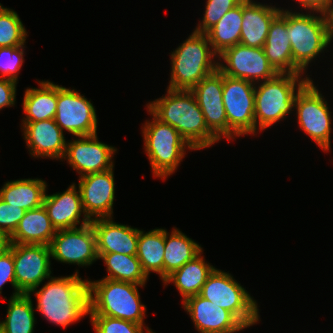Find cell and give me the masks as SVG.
Segmentation results:
<instances>
[{"instance_id": "6da1fadb", "label": "cell", "mask_w": 333, "mask_h": 333, "mask_svg": "<svg viewBox=\"0 0 333 333\" xmlns=\"http://www.w3.org/2000/svg\"><path fill=\"white\" fill-rule=\"evenodd\" d=\"M160 121L174 127L193 149L207 148L219 141L208 129L204 115L191 90L167 89V94L147 104Z\"/></svg>"}, {"instance_id": "7a4b0ae2", "label": "cell", "mask_w": 333, "mask_h": 333, "mask_svg": "<svg viewBox=\"0 0 333 333\" xmlns=\"http://www.w3.org/2000/svg\"><path fill=\"white\" fill-rule=\"evenodd\" d=\"M88 280H82L78 271L66 277H51L44 286L32 289L37 310L51 323L66 328L89 314ZM37 291V292H36Z\"/></svg>"}, {"instance_id": "3957f363", "label": "cell", "mask_w": 333, "mask_h": 333, "mask_svg": "<svg viewBox=\"0 0 333 333\" xmlns=\"http://www.w3.org/2000/svg\"><path fill=\"white\" fill-rule=\"evenodd\" d=\"M87 283L90 316H108L144 325L146 306L140 301L137 286L145 285L112 279Z\"/></svg>"}, {"instance_id": "277c9868", "label": "cell", "mask_w": 333, "mask_h": 333, "mask_svg": "<svg viewBox=\"0 0 333 333\" xmlns=\"http://www.w3.org/2000/svg\"><path fill=\"white\" fill-rule=\"evenodd\" d=\"M210 47L206 33L193 31L171 54V80L168 88L191 90L203 78L215 72L218 62L212 59L218 55Z\"/></svg>"}, {"instance_id": "5b68a950", "label": "cell", "mask_w": 333, "mask_h": 333, "mask_svg": "<svg viewBox=\"0 0 333 333\" xmlns=\"http://www.w3.org/2000/svg\"><path fill=\"white\" fill-rule=\"evenodd\" d=\"M301 74H277L255 86V133L285 118L294 109L298 91L310 80ZM301 78V80H300ZM298 83V84H297ZM296 90V91H295Z\"/></svg>"}, {"instance_id": "8992f818", "label": "cell", "mask_w": 333, "mask_h": 333, "mask_svg": "<svg viewBox=\"0 0 333 333\" xmlns=\"http://www.w3.org/2000/svg\"><path fill=\"white\" fill-rule=\"evenodd\" d=\"M300 14L287 10V34L293 56V74H303L307 65L330 44L324 13Z\"/></svg>"}, {"instance_id": "52a82bcc", "label": "cell", "mask_w": 333, "mask_h": 333, "mask_svg": "<svg viewBox=\"0 0 333 333\" xmlns=\"http://www.w3.org/2000/svg\"><path fill=\"white\" fill-rule=\"evenodd\" d=\"M153 116L152 122L145 123L143 137L145 152L155 177L165 179L174 173L185 155V148L193 150L172 126Z\"/></svg>"}, {"instance_id": "ba28073f", "label": "cell", "mask_w": 333, "mask_h": 333, "mask_svg": "<svg viewBox=\"0 0 333 333\" xmlns=\"http://www.w3.org/2000/svg\"><path fill=\"white\" fill-rule=\"evenodd\" d=\"M223 103L227 117V140L255 134V83L223 74Z\"/></svg>"}, {"instance_id": "9c48e42d", "label": "cell", "mask_w": 333, "mask_h": 333, "mask_svg": "<svg viewBox=\"0 0 333 333\" xmlns=\"http://www.w3.org/2000/svg\"><path fill=\"white\" fill-rule=\"evenodd\" d=\"M310 80L298 91L294 107L300 129L324 151L330 149L331 115L327 101Z\"/></svg>"}, {"instance_id": "30bf717a", "label": "cell", "mask_w": 333, "mask_h": 333, "mask_svg": "<svg viewBox=\"0 0 333 333\" xmlns=\"http://www.w3.org/2000/svg\"><path fill=\"white\" fill-rule=\"evenodd\" d=\"M56 124L76 137L97 134V115L93 104L74 89L57 85Z\"/></svg>"}, {"instance_id": "8fae6325", "label": "cell", "mask_w": 333, "mask_h": 333, "mask_svg": "<svg viewBox=\"0 0 333 333\" xmlns=\"http://www.w3.org/2000/svg\"><path fill=\"white\" fill-rule=\"evenodd\" d=\"M218 58L226 63L224 65L218 62V70L232 78L256 83L260 80H270L278 74L269 64L263 48L249 47L239 43L225 49Z\"/></svg>"}, {"instance_id": "7c38bea8", "label": "cell", "mask_w": 333, "mask_h": 333, "mask_svg": "<svg viewBox=\"0 0 333 333\" xmlns=\"http://www.w3.org/2000/svg\"><path fill=\"white\" fill-rule=\"evenodd\" d=\"M16 290L28 294L51 276V249L42 244H13Z\"/></svg>"}, {"instance_id": "4fadbf2b", "label": "cell", "mask_w": 333, "mask_h": 333, "mask_svg": "<svg viewBox=\"0 0 333 333\" xmlns=\"http://www.w3.org/2000/svg\"><path fill=\"white\" fill-rule=\"evenodd\" d=\"M49 246L51 257L63 263L89 266L99 259L91 222L82 227L56 231Z\"/></svg>"}, {"instance_id": "5bb4252c", "label": "cell", "mask_w": 333, "mask_h": 333, "mask_svg": "<svg viewBox=\"0 0 333 333\" xmlns=\"http://www.w3.org/2000/svg\"><path fill=\"white\" fill-rule=\"evenodd\" d=\"M79 139L67 142L64 159L82 177L113 168L112 157L117 151L112 146L99 142L97 134L79 136Z\"/></svg>"}, {"instance_id": "9a60e30c", "label": "cell", "mask_w": 333, "mask_h": 333, "mask_svg": "<svg viewBox=\"0 0 333 333\" xmlns=\"http://www.w3.org/2000/svg\"><path fill=\"white\" fill-rule=\"evenodd\" d=\"M208 129L220 140L227 138V117L223 103V74L217 69L191 89Z\"/></svg>"}, {"instance_id": "2e32d148", "label": "cell", "mask_w": 333, "mask_h": 333, "mask_svg": "<svg viewBox=\"0 0 333 333\" xmlns=\"http://www.w3.org/2000/svg\"><path fill=\"white\" fill-rule=\"evenodd\" d=\"M113 168L79 178L78 188L86 216L92 221L113 215L115 194ZM95 217V218H92Z\"/></svg>"}, {"instance_id": "e0dca14e", "label": "cell", "mask_w": 333, "mask_h": 333, "mask_svg": "<svg viewBox=\"0 0 333 333\" xmlns=\"http://www.w3.org/2000/svg\"><path fill=\"white\" fill-rule=\"evenodd\" d=\"M22 124L24 138L33 157L63 159L67 142L55 119Z\"/></svg>"}, {"instance_id": "ac0fdd59", "label": "cell", "mask_w": 333, "mask_h": 333, "mask_svg": "<svg viewBox=\"0 0 333 333\" xmlns=\"http://www.w3.org/2000/svg\"><path fill=\"white\" fill-rule=\"evenodd\" d=\"M91 224L98 254L137 255L139 229L113 222L112 217L93 219Z\"/></svg>"}, {"instance_id": "d6986e66", "label": "cell", "mask_w": 333, "mask_h": 333, "mask_svg": "<svg viewBox=\"0 0 333 333\" xmlns=\"http://www.w3.org/2000/svg\"><path fill=\"white\" fill-rule=\"evenodd\" d=\"M76 189V184H72L63 193L52 195L45 193L43 206L47 210L48 216L56 231L77 228V224H80L79 218L82 213L84 214V218L82 219L83 221L80 227L91 222L85 214L80 190L79 188L78 191Z\"/></svg>"}, {"instance_id": "ffe728a7", "label": "cell", "mask_w": 333, "mask_h": 333, "mask_svg": "<svg viewBox=\"0 0 333 333\" xmlns=\"http://www.w3.org/2000/svg\"><path fill=\"white\" fill-rule=\"evenodd\" d=\"M281 9L265 4L243 0V20L240 44L249 47L263 48L272 21L280 14Z\"/></svg>"}, {"instance_id": "44dd1931", "label": "cell", "mask_w": 333, "mask_h": 333, "mask_svg": "<svg viewBox=\"0 0 333 333\" xmlns=\"http://www.w3.org/2000/svg\"><path fill=\"white\" fill-rule=\"evenodd\" d=\"M269 64L279 74H293V56L287 34V10L272 21L263 46Z\"/></svg>"}, {"instance_id": "7402d4cb", "label": "cell", "mask_w": 333, "mask_h": 333, "mask_svg": "<svg viewBox=\"0 0 333 333\" xmlns=\"http://www.w3.org/2000/svg\"><path fill=\"white\" fill-rule=\"evenodd\" d=\"M200 295L231 312L250 294L229 273L215 268L204 283Z\"/></svg>"}, {"instance_id": "603a6c76", "label": "cell", "mask_w": 333, "mask_h": 333, "mask_svg": "<svg viewBox=\"0 0 333 333\" xmlns=\"http://www.w3.org/2000/svg\"><path fill=\"white\" fill-rule=\"evenodd\" d=\"M200 333H229V315L226 309L203 298L200 294L182 302Z\"/></svg>"}, {"instance_id": "cb8c5ba5", "label": "cell", "mask_w": 333, "mask_h": 333, "mask_svg": "<svg viewBox=\"0 0 333 333\" xmlns=\"http://www.w3.org/2000/svg\"><path fill=\"white\" fill-rule=\"evenodd\" d=\"M55 234L56 229L51 223L47 210L42 205L25 211L10 239L13 244H42L49 246Z\"/></svg>"}, {"instance_id": "d4e9b609", "label": "cell", "mask_w": 333, "mask_h": 333, "mask_svg": "<svg viewBox=\"0 0 333 333\" xmlns=\"http://www.w3.org/2000/svg\"><path fill=\"white\" fill-rule=\"evenodd\" d=\"M202 251L192 260L186 262L181 268L167 276L163 283L166 285L173 282L181 293L184 302L188 297L200 294L208 276L215 267L205 262Z\"/></svg>"}, {"instance_id": "484cf974", "label": "cell", "mask_w": 333, "mask_h": 333, "mask_svg": "<svg viewBox=\"0 0 333 333\" xmlns=\"http://www.w3.org/2000/svg\"><path fill=\"white\" fill-rule=\"evenodd\" d=\"M40 88H27L24 94L23 111L26 118L22 122H36L55 119L57 109V85L49 81H39Z\"/></svg>"}, {"instance_id": "4316f807", "label": "cell", "mask_w": 333, "mask_h": 333, "mask_svg": "<svg viewBox=\"0 0 333 333\" xmlns=\"http://www.w3.org/2000/svg\"><path fill=\"white\" fill-rule=\"evenodd\" d=\"M46 188V182L41 179L13 180L0 189V199L27 211L43 205Z\"/></svg>"}, {"instance_id": "83f0119b", "label": "cell", "mask_w": 333, "mask_h": 333, "mask_svg": "<svg viewBox=\"0 0 333 333\" xmlns=\"http://www.w3.org/2000/svg\"><path fill=\"white\" fill-rule=\"evenodd\" d=\"M164 253L165 229H154L146 233L139 230L136 256L147 277L152 271L158 273L162 281L164 280Z\"/></svg>"}, {"instance_id": "f1b7e54d", "label": "cell", "mask_w": 333, "mask_h": 333, "mask_svg": "<svg viewBox=\"0 0 333 333\" xmlns=\"http://www.w3.org/2000/svg\"><path fill=\"white\" fill-rule=\"evenodd\" d=\"M243 20V1L229 10L206 35L213 51L219 55L225 49L240 43Z\"/></svg>"}, {"instance_id": "f546056e", "label": "cell", "mask_w": 333, "mask_h": 333, "mask_svg": "<svg viewBox=\"0 0 333 333\" xmlns=\"http://www.w3.org/2000/svg\"><path fill=\"white\" fill-rule=\"evenodd\" d=\"M202 250L198 243L180 230L174 228L170 235L165 230L164 279L196 257Z\"/></svg>"}, {"instance_id": "4dcf8cb0", "label": "cell", "mask_w": 333, "mask_h": 333, "mask_svg": "<svg viewBox=\"0 0 333 333\" xmlns=\"http://www.w3.org/2000/svg\"><path fill=\"white\" fill-rule=\"evenodd\" d=\"M9 299L7 317L0 322V330L4 333H33L35 317L31 296L21 293Z\"/></svg>"}, {"instance_id": "1f68e13d", "label": "cell", "mask_w": 333, "mask_h": 333, "mask_svg": "<svg viewBox=\"0 0 333 333\" xmlns=\"http://www.w3.org/2000/svg\"><path fill=\"white\" fill-rule=\"evenodd\" d=\"M103 259L108 275L102 279L132 282L138 285H145L148 277L143 272L137 256L120 253L98 254Z\"/></svg>"}, {"instance_id": "d6a6232c", "label": "cell", "mask_w": 333, "mask_h": 333, "mask_svg": "<svg viewBox=\"0 0 333 333\" xmlns=\"http://www.w3.org/2000/svg\"><path fill=\"white\" fill-rule=\"evenodd\" d=\"M26 29L16 11L0 9V47H18L25 44Z\"/></svg>"}, {"instance_id": "836d02e7", "label": "cell", "mask_w": 333, "mask_h": 333, "mask_svg": "<svg viewBox=\"0 0 333 333\" xmlns=\"http://www.w3.org/2000/svg\"><path fill=\"white\" fill-rule=\"evenodd\" d=\"M257 302L249 295L229 315V333L241 331L259 321Z\"/></svg>"}, {"instance_id": "e575fe53", "label": "cell", "mask_w": 333, "mask_h": 333, "mask_svg": "<svg viewBox=\"0 0 333 333\" xmlns=\"http://www.w3.org/2000/svg\"><path fill=\"white\" fill-rule=\"evenodd\" d=\"M96 333H144L143 325L108 316H90ZM147 333H155L146 327Z\"/></svg>"}, {"instance_id": "d590c367", "label": "cell", "mask_w": 333, "mask_h": 333, "mask_svg": "<svg viewBox=\"0 0 333 333\" xmlns=\"http://www.w3.org/2000/svg\"><path fill=\"white\" fill-rule=\"evenodd\" d=\"M243 0H207L202 23L194 30L206 33L231 9L238 6Z\"/></svg>"}, {"instance_id": "8d00e7d4", "label": "cell", "mask_w": 333, "mask_h": 333, "mask_svg": "<svg viewBox=\"0 0 333 333\" xmlns=\"http://www.w3.org/2000/svg\"><path fill=\"white\" fill-rule=\"evenodd\" d=\"M24 45L18 47H0V77L17 82L24 55Z\"/></svg>"}, {"instance_id": "74e56055", "label": "cell", "mask_w": 333, "mask_h": 333, "mask_svg": "<svg viewBox=\"0 0 333 333\" xmlns=\"http://www.w3.org/2000/svg\"><path fill=\"white\" fill-rule=\"evenodd\" d=\"M24 213V209L9 205L0 199V230L11 236Z\"/></svg>"}, {"instance_id": "f35d334b", "label": "cell", "mask_w": 333, "mask_h": 333, "mask_svg": "<svg viewBox=\"0 0 333 333\" xmlns=\"http://www.w3.org/2000/svg\"><path fill=\"white\" fill-rule=\"evenodd\" d=\"M6 282H10L12 287L15 289L13 296L21 294L18 290H16L15 266L13 253L10 250L0 256V294L2 293V286Z\"/></svg>"}, {"instance_id": "ab89813d", "label": "cell", "mask_w": 333, "mask_h": 333, "mask_svg": "<svg viewBox=\"0 0 333 333\" xmlns=\"http://www.w3.org/2000/svg\"><path fill=\"white\" fill-rule=\"evenodd\" d=\"M17 82L0 77V110L15 105Z\"/></svg>"}, {"instance_id": "60d3db41", "label": "cell", "mask_w": 333, "mask_h": 333, "mask_svg": "<svg viewBox=\"0 0 333 333\" xmlns=\"http://www.w3.org/2000/svg\"><path fill=\"white\" fill-rule=\"evenodd\" d=\"M302 8L309 9L311 11H317L316 13L326 14L329 7L333 4V0H297Z\"/></svg>"}, {"instance_id": "b9f144b4", "label": "cell", "mask_w": 333, "mask_h": 333, "mask_svg": "<svg viewBox=\"0 0 333 333\" xmlns=\"http://www.w3.org/2000/svg\"><path fill=\"white\" fill-rule=\"evenodd\" d=\"M11 246L10 236L0 230V256L9 251Z\"/></svg>"}, {"instance_id": "7bdbcfd3", "label": "cell", "mask_w": 333, "mask_h": 333, "mask_svg": "<svg viewBox=\"0 0 333 333\" xmlns=\"http://www.w3.org/2000/svg\"><path fill=\"white\" fill-rule=\"evenodd\" d=\"M326 16L328 20L329 40L331 42L333 39V4L329 7Z\"/></svg>"}]
</instances>
